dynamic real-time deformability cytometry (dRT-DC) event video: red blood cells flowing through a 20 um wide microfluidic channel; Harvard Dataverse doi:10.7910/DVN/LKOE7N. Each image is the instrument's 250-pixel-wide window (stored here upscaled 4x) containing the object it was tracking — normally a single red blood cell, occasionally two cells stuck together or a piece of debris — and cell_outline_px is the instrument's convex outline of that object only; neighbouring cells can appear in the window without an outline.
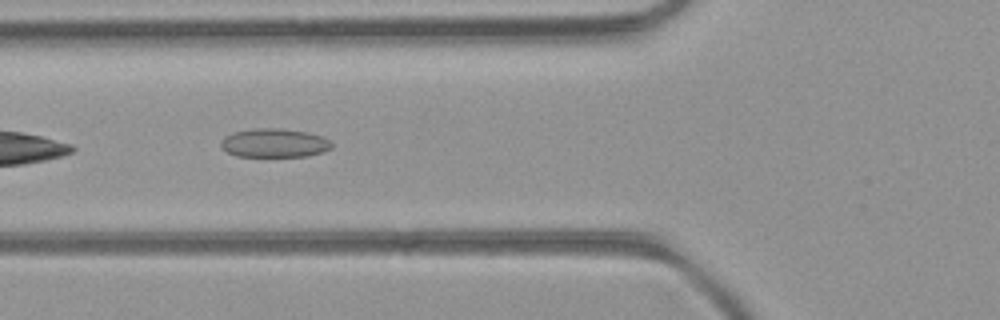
{"species": "common noctule bat (a hibernating species)", "species_latin": "Nyctalus noctula", "temperature_condition": "room temperature", "stored_images_in_passage": 35, "camera_frame_rate_fps": 3000, "um_per_image_px": 0.085, "animal": {"sex": "female", "body_mass_g": 21.9}, "frame": {"image": 1, "passage_image": 5, "time_ms": 1.333, "image_size_px": [1000, 320], "cell_outline_px": [[332, 148], [324, 152], [308, 156], [236, 156], [228, 152], [220, 144], [224, 136], [236, 132], [252, 128], [280, 128], [308, 132], [324, 136], [332, 144]], "centroid_in_image_um": [23.36, 12.15], "position_along_channel_um": 102.4, "area_um2": 18.61}}
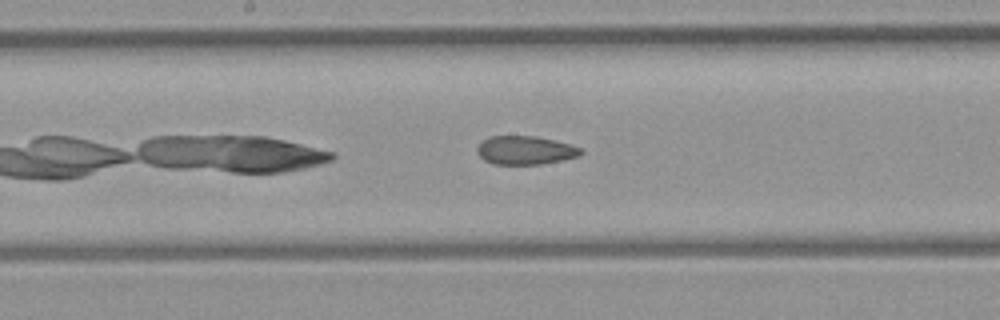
{"frame": {"image": 2, "passage_image": 12, "time_ms": 3.667, "image_size_px": [1000, 320], "cell_outline_px": [[584, 152], [580, 156], [540, 164], [492, 164], [484, 160], [476, 152], [476, 148], [488, 136], [536, 136], [572, 144], [580, 148]], "centroid_in_image_um": [44.65, 12.77], "position_along_channel_um": 203.6, "area_um2": 17.28}}
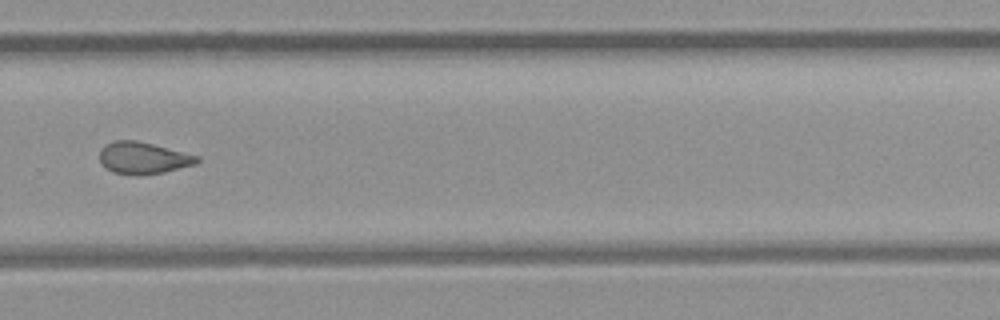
{"frame": {"image": 3, "passage_image": 20, "time_ms": 6.333, "image_size_px": [1000, 320], "cell_outline_px": [[200, 160], [196, 164], [164, 172], [144, 176], [136, 176], [112, 172], [100, 164], [100, 148], [112, 140], [136, 140], [200, 156]], "centroid_in_image_um": [12.15, 13.44], "position_along_channel_um": 317.7, "area_um2": 18.38}, "authors_computed_cell_mechanics": {"area_um2": 18.3804, "velocity_mm_per_s": 4.3007, "shape_relaxation_time_tau1_ms": null, "shape_relaxation_time_tau2_ms": 2.585, "deformation_change_tau1": null, "deformation_change_tau2": 0.1068}}